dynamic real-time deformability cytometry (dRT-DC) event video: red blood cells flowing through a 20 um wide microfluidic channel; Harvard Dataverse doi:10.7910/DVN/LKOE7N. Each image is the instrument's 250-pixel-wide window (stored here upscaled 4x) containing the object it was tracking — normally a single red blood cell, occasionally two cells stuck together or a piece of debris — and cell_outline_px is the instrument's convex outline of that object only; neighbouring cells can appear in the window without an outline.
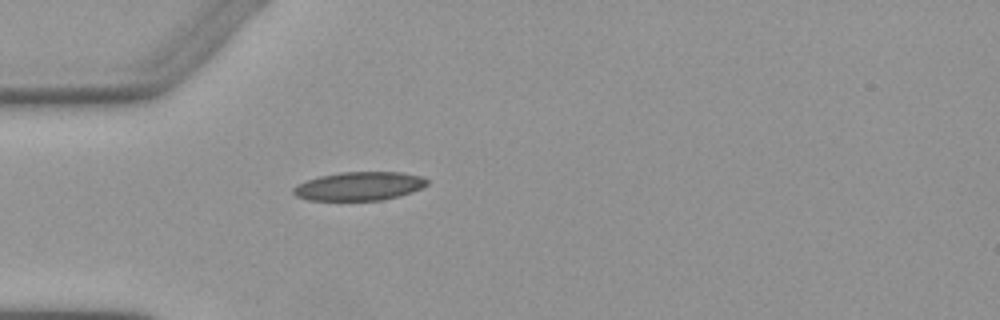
{"species": "Egyptian fruit bat (a non-hibernating species)", "species_latin": "Rousettus aegyptiacus", "temperature_condition": "warm", "stored_images_in_passage": 1, "camera_frame_rate_fps": 3000, "um_per_image_px": 0.085, "animal": {"sex": "female"}, "frame": {"image": 1, "passage_image": 1, "time_ms": 0.0, "image_size_px": [1000, 320], "cell_outline_px": [[428, 184], [412, 192], [400, 196], [384, 200], [308, 200], [296, 196], [292, 192], [292, 188], [308, 180], [320, 176], [340, 172], [400, 172], [420, 176], [428, 180]], "centroid_in_image_um": [30.55, 15.83], "position_along_channel_um": 54.5, "area_um2": 22.2}}